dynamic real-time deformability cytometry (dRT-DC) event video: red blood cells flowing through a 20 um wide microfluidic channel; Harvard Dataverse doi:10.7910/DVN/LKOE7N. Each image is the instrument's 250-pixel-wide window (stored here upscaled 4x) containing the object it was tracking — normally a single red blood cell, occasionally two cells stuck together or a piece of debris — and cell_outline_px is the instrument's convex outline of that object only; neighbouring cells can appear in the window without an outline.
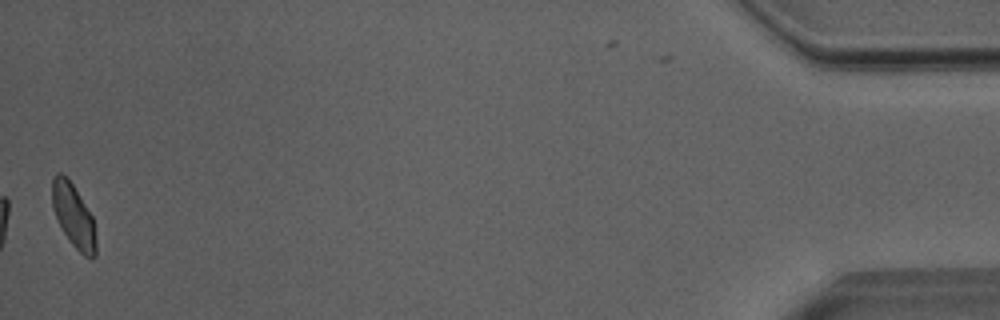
{"species": "Egyptian fruit bat (a non-hibernating species)", "species_latin": "Rousettus aegyptiacus", "temperature_condition": "room temperature", "stored_images_in_passage": 53, "camera_frame_rate_fps": 3000, "um_per_image_px": 0.085, "animal": {"sex": "male"}, "frame": {"image": 1, "passage_image": 52, "time_ms": 17.0, "image_size_px": [1000, 320], "cell_outline_px": [[96, 256], [92, 260], [84, 256], [68, 240], [52, 208], [52, 180], [56, 172], [60, 172], [72, 184], [92, 216], [96, 240]], "centroid_in_image_um": [6.25, 18.38], "position_along_channel_um": 428.9, "area_um2": 15.95}, "authors_computed_cell_mechanics": {"area_um2": 17.2244, "velocity_mm_per_s": 4.0054, "shape_relaxation_time_tau1_ms": 7.2768, "shape_relaxation_time_tau2_ms": 2.6148, "deformation_change_tau1": 0.1431, "deformation_change_tau2": 0.074}}